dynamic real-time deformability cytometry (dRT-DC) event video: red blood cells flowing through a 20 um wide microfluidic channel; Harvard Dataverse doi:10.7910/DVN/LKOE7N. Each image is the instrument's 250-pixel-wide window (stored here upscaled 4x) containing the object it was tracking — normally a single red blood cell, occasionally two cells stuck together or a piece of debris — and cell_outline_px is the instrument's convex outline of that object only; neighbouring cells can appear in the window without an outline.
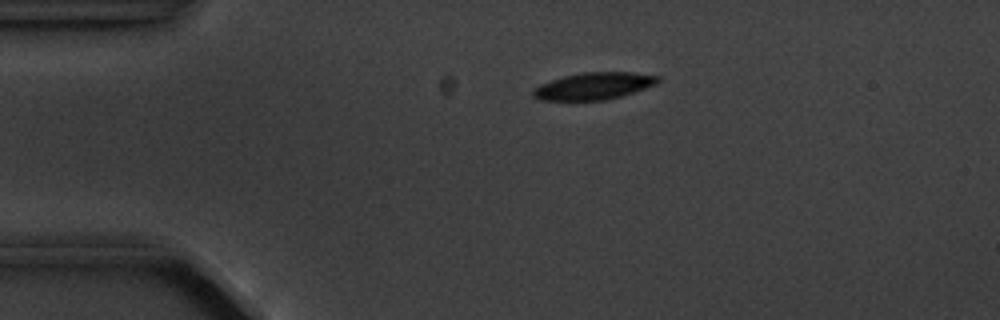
{"species": "common noctule bat (a hibernating species)", "species_latin": "Nyctalus noctula", "temperature_condition": "cold", "stored_images_in_passage": 6, "camera_frame_rate_fps": 3000, "um_per_image_px": 0.085, "animal": {"sex": "male", "body_mass_g": 20.1, "forearm_length_mm": 53.5}, "frame": {"image": 1, "passage_image": 4, "time_ms": 3.333, "image_size_px": [1000, 320], "cell_outline_px": [[660, 80], [656, 84], [620, 96], [604, 100], [540, 100], [532, 96], [532, 92], [540, 84], [564, 76], [584, 72], [632, 72], [660, 76]], "centroid_in_image_um": [50.47, 7.3], "position_along_channel_um": 34.5, "area_um2": 19.42}}